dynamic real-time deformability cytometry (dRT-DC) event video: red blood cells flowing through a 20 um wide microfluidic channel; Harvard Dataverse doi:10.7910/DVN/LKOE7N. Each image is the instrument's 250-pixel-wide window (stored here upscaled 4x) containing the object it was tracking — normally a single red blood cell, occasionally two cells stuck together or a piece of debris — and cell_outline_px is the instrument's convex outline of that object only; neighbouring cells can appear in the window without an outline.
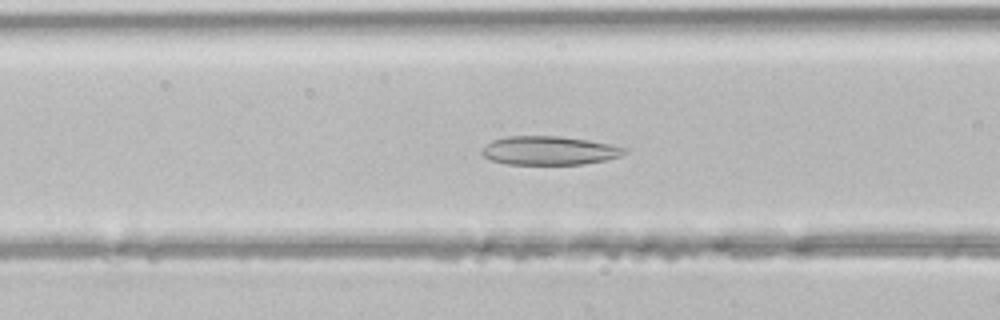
{"species": "common noctule bat (a hibernating species)", "species_latin": "Nyctalus noctula", "temperature_condition": "room temperature", "stored_images_in_passage": 38, "camera_frame_rate_fps": 3000, "um_per_image_px": 0.085, "animal": {"sex": "male", "body_mass_g": 21.5, "forearm_length_mm": 52.0}, "frame": {"image": 1, "passage_image": 10, "time_ms": 3.0, "image_size_px": [1000, 320], "cell_outline_px": [[628, 152], [620, 156], [604, 160], [584, 164], [508, 164], [492, 160], [484, 156], [480, 152], [492, 140], [508, 136], [560, 136], [588, 140], [628, 148]], "centroid_in_image_um": [46.71, 12.79], "position_along_channel_um": 119.9, "area_um2": 23.7}}
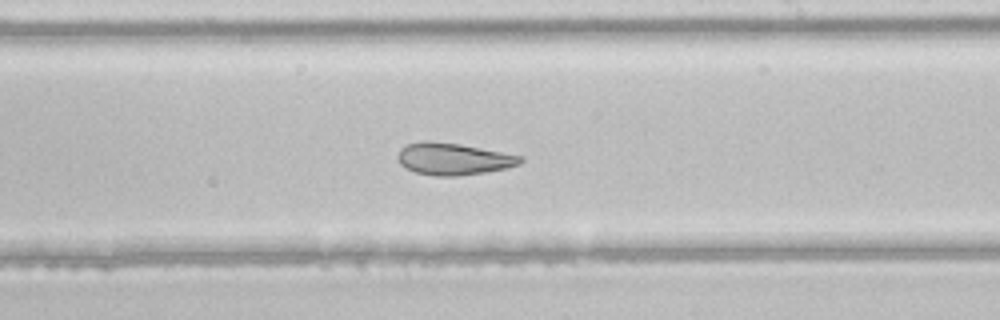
{"frame": {"image": 2, "passage_image": 19, "time_ms": 6.0, "image_size_px": [1000, 320], "cell_outline_px": [[524, 160], [520, 164], [508, 168], [488, 172], [456, 176], [436, 176], [416, 172], [400, 164], [396, 156], [400, 148], [408, 144], [424, 140], [460, 144], [524, 156]], "centroid_in_image_um": [38.56, 13.51], "position_along_channel_um": 250.4, "area_um2": 22.95}}
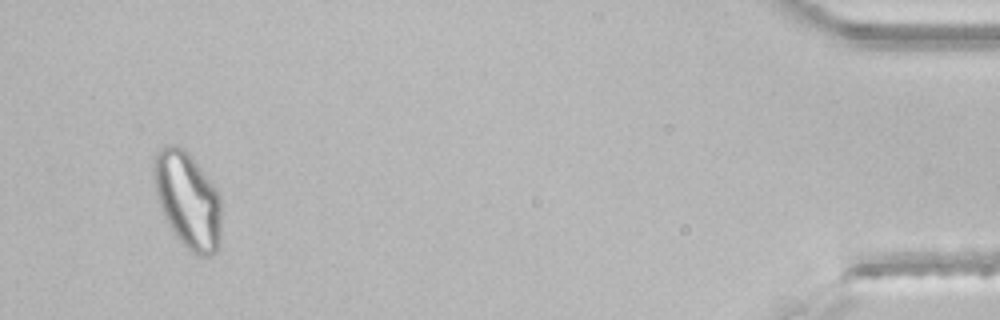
{"frame": {"image": 3, "passage_image": 36, "time_ms": 11.667, "image_size_px": [1000, 320], "cell_outline_px": [[220, 248], [212, 256], [196, 256], [176, 236], [168, 224], [160, 208], [156, 196], [152, 176], [152, 160], [160, 148], [164, 144], [172, 144], [184, 148], [192, 156], [216, 188], [220, 196]], "centroid_in_image_um": [15.93, 16.98], "position_along_channel_um": 419.3, "area_um2": 38.44}}